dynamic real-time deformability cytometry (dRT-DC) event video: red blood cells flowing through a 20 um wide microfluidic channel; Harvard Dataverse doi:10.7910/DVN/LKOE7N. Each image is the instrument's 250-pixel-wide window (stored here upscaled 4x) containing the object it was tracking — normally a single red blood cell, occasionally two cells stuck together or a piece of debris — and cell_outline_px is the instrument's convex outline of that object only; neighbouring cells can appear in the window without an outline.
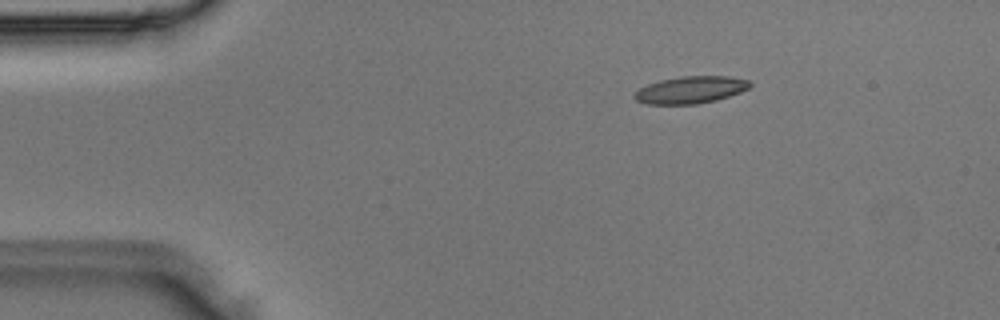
{"species": "Egyptian fruit bat (a non-hibernating species)", "species_latin": "Rousettus aegyptiacus", "temperature_condition": "room temperature", "stored_images_in_passage": 41, "camera_frame_rate_fps": 3000, "um_per_image_px": 0.085, "animal": {"sex": "male"}, "frame": {"image": 1, "passage_image": 1, "time_ms": 0.0, "image_size_px": [1000, 320], "cell_outline_px": [[752, 84], [748, 88], [740, 92], [716, 100], [696, 104], [648, 104], [636, 100], [632, 96], [640, 88], [648, 84], [660, 80], [680, 76], [728, 76], [748, 80]], "centroid_in_image_um": [58.69, 7.63], "position_along_channel_um": 26.3, "area_um2": 18.15}}
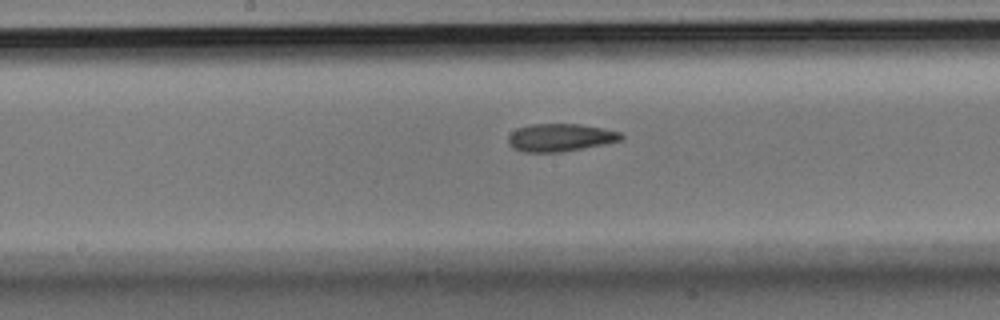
{"frame": {"image": 2, "passage_image": 18, "time_ms": 5.667, "image_size_px": [1000, 320], "cell_outline_px": [[624, 140], [604, 144], [560, 152], [524, 152], [512, 148], [508, 144], [508, 136], [516, 128], [532, 124], [580, 124], [604, 128], [620, 132], [624, 136]], "centroid_in_image_um": [47.62, 11.69], "position_along_channel_um": 200.6, "area_um2": 18.38}}
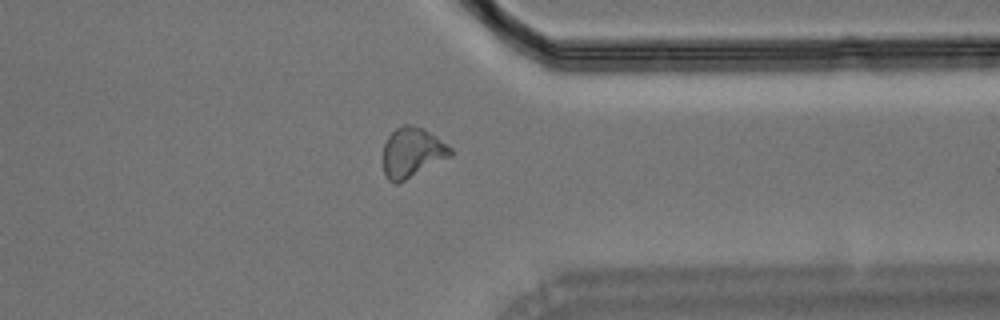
{"frame": {"image": 3, "passage_image": 31, "time_ms": 10.0, "image_size_px": [1000, 320], "cell_outline_px": [[452, 156], [396, 184], [388, 180], [384, 172], [384, 144], [388, 136], [396, 128], [404, 124], [408, 124], [424, 128], [448, 144], [452, 148]], "centroid_in_image_um": [35.05, 12.94], "position_along_channel_um": 376.4, "area_um2": 19.48}}